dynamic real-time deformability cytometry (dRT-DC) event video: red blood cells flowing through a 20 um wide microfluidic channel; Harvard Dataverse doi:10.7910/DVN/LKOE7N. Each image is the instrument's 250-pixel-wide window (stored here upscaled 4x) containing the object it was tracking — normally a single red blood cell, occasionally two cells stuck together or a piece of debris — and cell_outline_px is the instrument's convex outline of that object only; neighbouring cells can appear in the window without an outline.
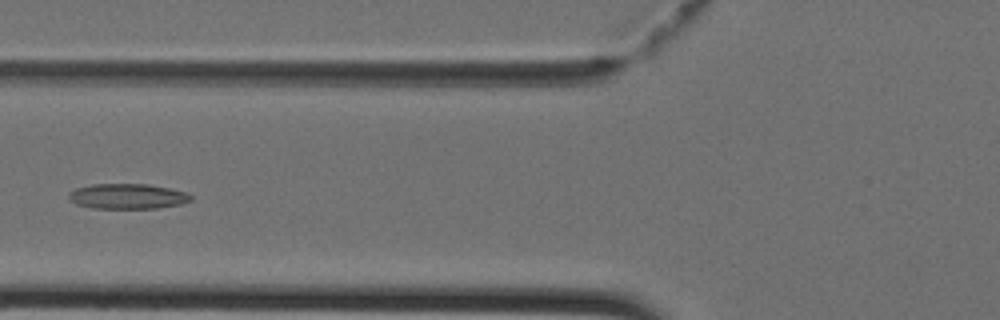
{"species": "Egyptian fruit bat (a non-hibernating species)", "species_latin": "Rousettus aegyptiacus", "temperature_condition": "cold", "stored_images_in_passage": 42, "camera_frame_rate_fps": 3000, "um_per_image_px": 0.085, "animal": {"sex": "female"}, "frame": {"image": 1, "passage_image": 16, "time_ms": 5.0, "image_size_px": [1000, 320], "cell_outline_px": [[192, 200], [180, 204], [156, 208], [92, 208], [76, 204], [68, 196], [68, 192], [76, 188], [92, 184], [148, 184], [172, 188], [188, 192], [192, 196]], "centroid_in_image_um": [10.87, 16.67], "position_along_channel_um": 114.9, "area_um2": 18.03}}
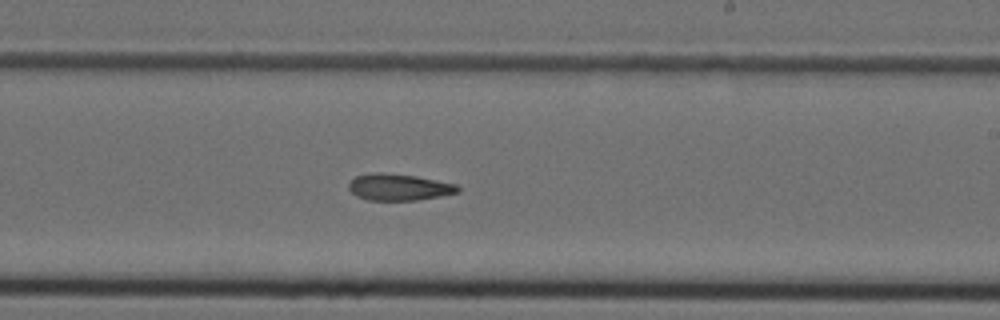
{"frame": {"image": 2, "passage_image": 25, "time_ms": 8.0, "image_size_px": [1000, 320], "cell_outline_px": [[460, 192], [440, 196], [416, 200], [368, 200], [356, 196], [348, 188], [348, 184], [356, 176], [376, 172], [380, 172], [416, 176], [456, 184], [460, 188]], "centroid_in_image_um": [33.91, 15.91], "position_along_channel_um": 255.1, "area_um2": 16.82}}
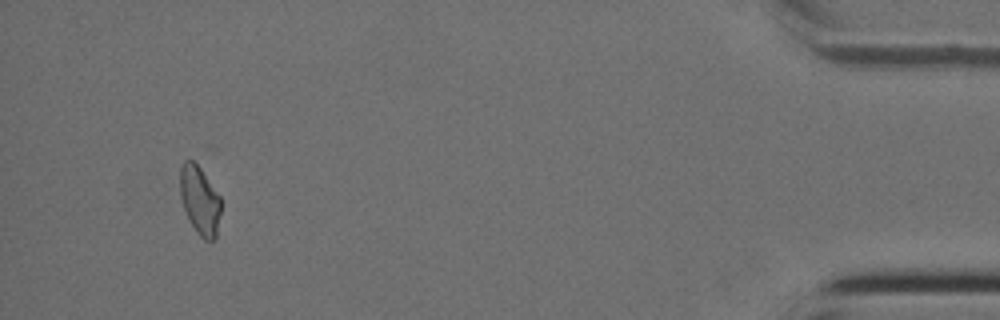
{"frame": {"image": 3, "passage_image": 40, "time_ms": 13.0, "image_size_px": [1000, 320], "cell_outline_px": [[220, 212], [216, 240], [204, 240], [196, 232], [184, 212], [180, 196], [180, 168], [184, 160], [192, 160], [200, 168], [220, 196]], "centroid_in_image_um": [16.96, 17.05], "position_along_channel_um": 418.2, "area_um2": 16.36}}